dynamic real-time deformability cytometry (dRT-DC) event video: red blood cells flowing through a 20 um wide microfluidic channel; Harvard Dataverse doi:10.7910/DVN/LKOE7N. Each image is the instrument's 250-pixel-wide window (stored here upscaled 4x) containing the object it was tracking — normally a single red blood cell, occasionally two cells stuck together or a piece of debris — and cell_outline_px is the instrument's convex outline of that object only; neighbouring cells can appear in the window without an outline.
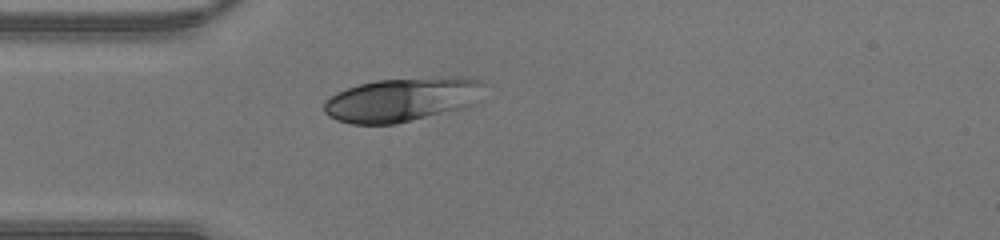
{"species": "human", "species_latin": "Homo sapiens", "temperature_condition": "warm", "stored_images_in_passage": 33, "camera_frame_rate_fps": 3000, "um_per_image_px": 0.085, "donor": {"sex": "male"}, "frame": {"image": 1, "passage_image": 1, "time_ms": 0.0, "image_size_px": [1000, 240], "cell_outline_px": [[484, 84], [480, 100], [464, 108], [396, 124], [352, 124], [336, 120], [328, 116], [324, 112], [324, 100], [336, 92], [360, 84], [376, 80], [436, 76], [460, 76], [480, 80]], "centroid_in_image_um": [34.2, 8.45], "position_along_channel_um": 50.8, "area_um2": 41.62}}
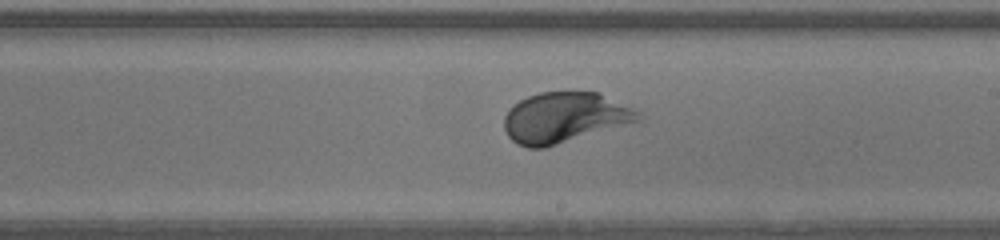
{"frame": {"image": 2, "passage_image": 14, "time_ms": 4.333, "image_size_px": [1000, 240], "cell_outline_px": [[644, 120], [544, 148], [528, 148], [516, 144], [508, 136], [504, 128], [504, 116], [508, 108], [520, 100], [528, 96], [540, 92], [600, 92], [640, 112], [644, 116]], "centroid_in_image_um": [48.0, 10.0], "position_along_channel_um": 241.0, "area_um2": 39.77}}
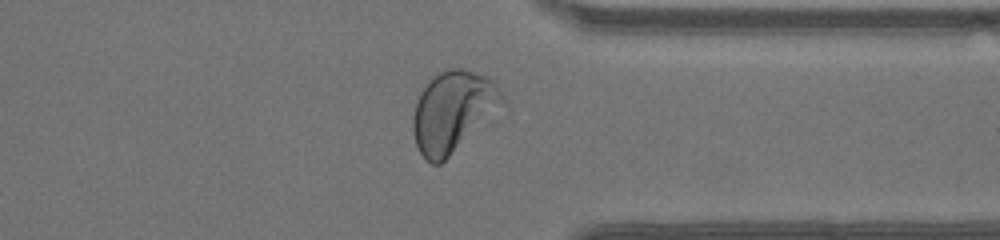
{"frame": {"image": 3, "passage_image": 23, "time_ms": 7.333, "image_size_px": [1000, 240], "cell_outline_px": [[512, 108], [440, 164], [432, 164], [420, 152], [416, 144], [412, 132], [412, 116], [420, 92], [428, 80], [440, 72], [448, 68], [464, 68], [488, 76], [496, 84], [508, 100]], "centroid_in_image_um": [38.68, 9.49], "position_along_channel_um": 372.7, "area_um2": 44.62}}